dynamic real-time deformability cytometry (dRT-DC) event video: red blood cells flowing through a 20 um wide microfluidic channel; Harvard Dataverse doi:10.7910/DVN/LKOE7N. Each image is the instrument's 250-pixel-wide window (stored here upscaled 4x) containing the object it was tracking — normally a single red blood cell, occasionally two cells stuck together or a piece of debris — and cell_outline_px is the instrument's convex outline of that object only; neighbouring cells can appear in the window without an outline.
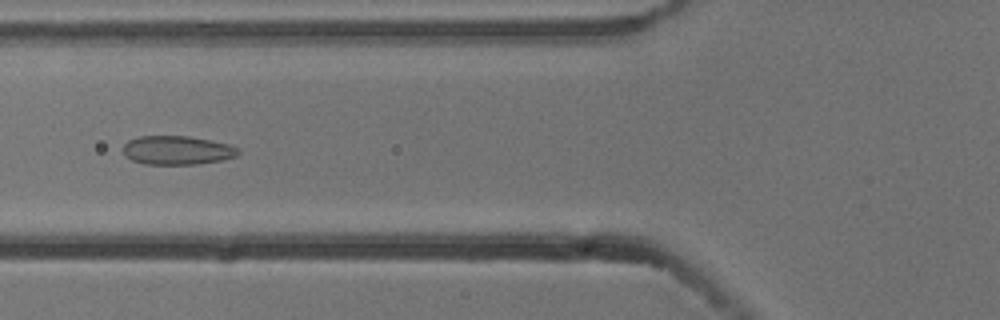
{"species": "common noctule bat (a hibernating species)", "species_latin": "Nyctalus noctula", "temperature_condition": "cold", "stored_images_in_passage": 7, "camera_frame_rate_fps": 3000, "um_per_image_px": 0.085, "animal": {"sex": "male", "body_mass_g": 13.3}, "frame": {"image": 1, "passage_image": 6, "time_ms": 1.667, "image_size_px": [1000, 320], "cell_outline_px": [[240, 152], [236, 156], [224, 160], [196, 164], [144, 164], [132, 160], [124, 156], [124, 144], [128, 140], [140, 136], [188, 136], [228, 144], [240, 148]], "centroid_in_image_um": [15.06, 12.77], "position_along_channel_um": 110.7, "area_um2": 19.36}}
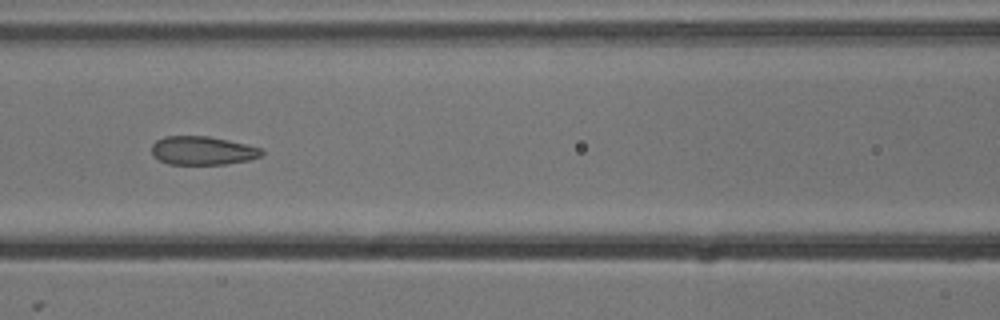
{"frame": {"image": 2, "passage_image": 7, "time_ms": 2.0, "image_size_px": [1000, 320], "cell_outline_px": [[264, 152], [260, 156], [248, 160], [228, 164], [168, 164], [152, 156], [152, 144], [156, 140], [164, 136], [208, 136], [228, 140], [260, 148]], "centroid_in_image_um": [17.18, 12.8], "position_along_channel_um": 149.4, "area_um2": 18.26}}